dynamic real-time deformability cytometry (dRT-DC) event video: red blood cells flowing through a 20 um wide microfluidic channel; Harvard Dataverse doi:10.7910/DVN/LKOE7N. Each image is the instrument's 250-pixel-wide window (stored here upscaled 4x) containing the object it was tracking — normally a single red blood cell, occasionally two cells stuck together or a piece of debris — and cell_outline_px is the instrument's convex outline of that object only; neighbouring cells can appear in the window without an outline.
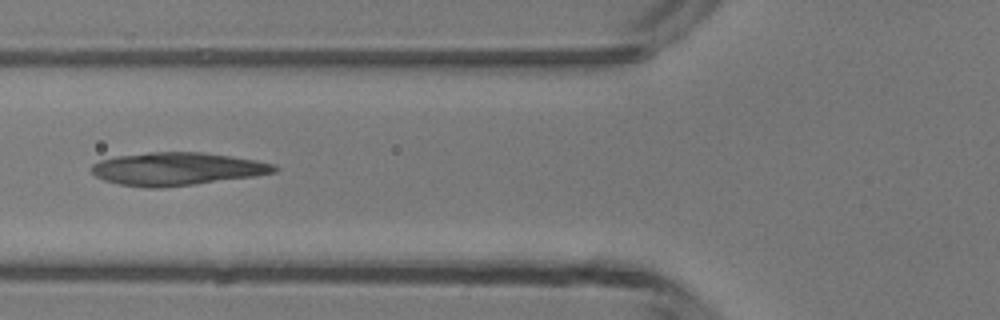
{"species": "common noctule bat (a hibernating species)", "species_latin": "Nyctalus noctula", "temperature_condition": "room temperature", "stored_images_in_passage": 5, "camera_frame_rate_fps": 3000, "um_per_image_px": 0.085, "animal": {"sex": "male", "body_mass_g": 13.3}, "frame": {"image": 1, "passage_image": 5, "time_ms": 5.333, "image_size_px": [1000, 320], "cell_outline_px": [[280, 168], [276, 172], [252, 176], [196, 184], [160, 188], [148, 188], [120, 184], [104, 180], [96, 176], [92, 172], [92, 164], [100, 160], [116, 156], [148, 152], [200, 152], [256, 160], [276, 164]], "centroid_in_image_um": [15.04, 14.35], "position_along_channel_um": 110.8, "area_um2": 34.91}}